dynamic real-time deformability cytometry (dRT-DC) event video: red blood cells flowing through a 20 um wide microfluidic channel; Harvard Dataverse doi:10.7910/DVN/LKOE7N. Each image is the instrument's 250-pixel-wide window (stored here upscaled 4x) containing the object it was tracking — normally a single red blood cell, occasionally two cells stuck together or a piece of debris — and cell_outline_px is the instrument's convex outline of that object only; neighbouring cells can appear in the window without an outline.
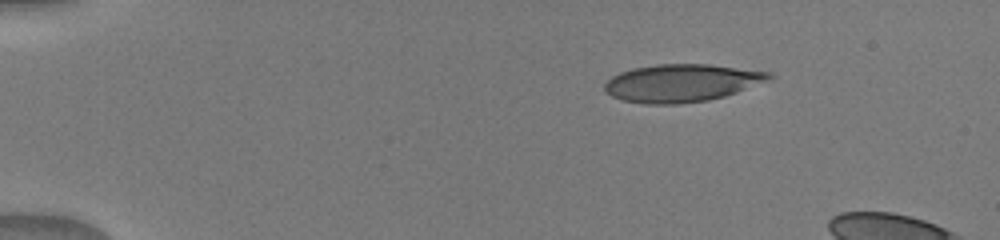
{"species": "human", "species_latin": "Homo sapiens", "temperature_condition": "warm", "stored_images_in_passage": 18, "camera_frame_rate_fps": 3000, "um_per_image_px": 0.085, "donor": {"sex": "male"}, "frame": {"image": 1, "passage_image": 1, "time_ms": 0.0, "image_size_px": [1000, 240], "cell_outline_px": [[772, 76], [764, 80], [736, 92], [724, 96], [708, 100], [676, 104], [644, 104], [624, 100], [612, 96], [604, 88], [604, 84], [612, 76], [620, 72], [632, 68], [656, 64], [708, 64], [768, 72]], "centroid_in_image_um": [57.84, 7.05], "position_along_channel_um": 27.2, "area_um2": 35.49}}